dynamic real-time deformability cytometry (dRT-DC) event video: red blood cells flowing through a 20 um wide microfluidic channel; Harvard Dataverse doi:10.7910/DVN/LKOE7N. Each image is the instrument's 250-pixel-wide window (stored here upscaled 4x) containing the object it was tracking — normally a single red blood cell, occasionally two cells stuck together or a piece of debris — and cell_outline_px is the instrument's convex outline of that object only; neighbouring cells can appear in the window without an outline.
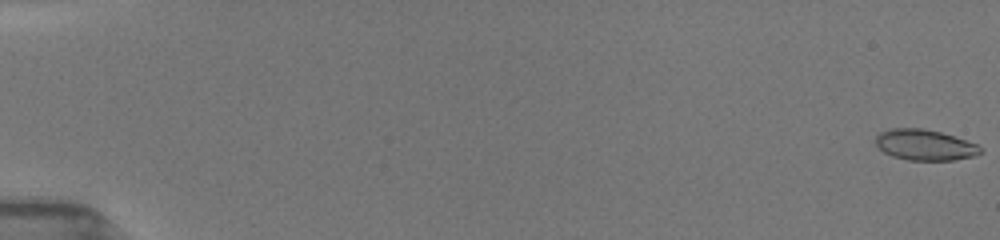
{"species": "common noctule bat (a hibernating species)", "species_latin": "Nyctalus noctula", "temperature_condition": "room temperature", "stored_images_in_passage": 42, "camera_frame_rate_fps": 3000, "um_per_image_px": 0.085, "animal": {"sex": "female", "body_mass_g": 19.5, "forearm_length_mm": 54.1}, "frame": {"image": 1, "passage_image": 1, "time_ms": 0.0, "image_size_px": [1000, 240], "cell_outline_px": [[980, 152], [972, 156], [952, 160], [912, 160], [896, 156], [884, 152], [876, 144], [876, 136], [880, 132], [892, 128], [920, 128], [940, 132], [976, 144], [980, 148]], "centroid_in_image_um": [78.57, 12.31], "position_along_channel_um": 6.4, "area_um2": 18.21}}
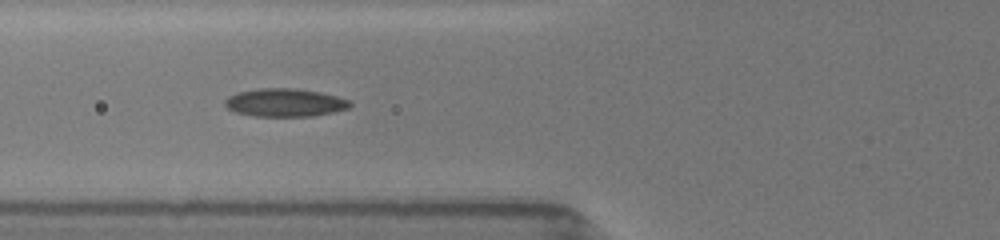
{"frame": {"image": 2, "passage_image": 17, "time_ms": 7.0, "image_size_px": [1000, 240], "cell_outline_px": [[352, 104], [348, 108], [332, 112], [312, 116], [252, 116], [236, 112], [228, 108], [224, 104], [224, 100], [228, 96], [240, 92], [260, 88], [296, 88], [320, 92], [336, 96], [348, 100]], "centroid_in_image_um": [24.2, 8.72], "position_along_channel_um": 101.6, "area_um2": 20.35}}
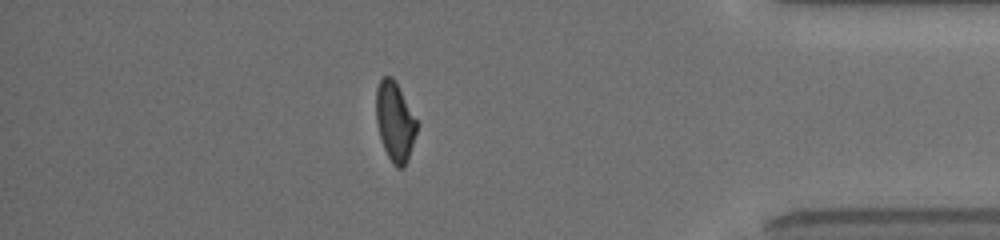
{"frame": {"image": 3, "passage_image": 37, "time_ms": 15.333, "image_size_px": [1000, 240], "cell_outline_px": [[416, 132], [404, 168], [396, 168], [392, 164], [384, 148], [380, 136], [376, 120], [376, 88], [380, 80], [384, 76], [392, 76], [396, 80], [416, 120]], "centroid_in_image_um": [33.54, 10.31], "position_along_channel_um": 401.7, "area_um2": 18.55}, "authors_computed_cell_mechanics": {"area_um2": 19.2185, "velocity_mm_per_s": 3.969, "shape_relaxation_time_tau1_ms": 6.9622, "shape_relaxation_time_tau2_ms": 2.7082, "deformation_change_tau1": 0.1765, "deformation_change_tau2": 0.0751}}